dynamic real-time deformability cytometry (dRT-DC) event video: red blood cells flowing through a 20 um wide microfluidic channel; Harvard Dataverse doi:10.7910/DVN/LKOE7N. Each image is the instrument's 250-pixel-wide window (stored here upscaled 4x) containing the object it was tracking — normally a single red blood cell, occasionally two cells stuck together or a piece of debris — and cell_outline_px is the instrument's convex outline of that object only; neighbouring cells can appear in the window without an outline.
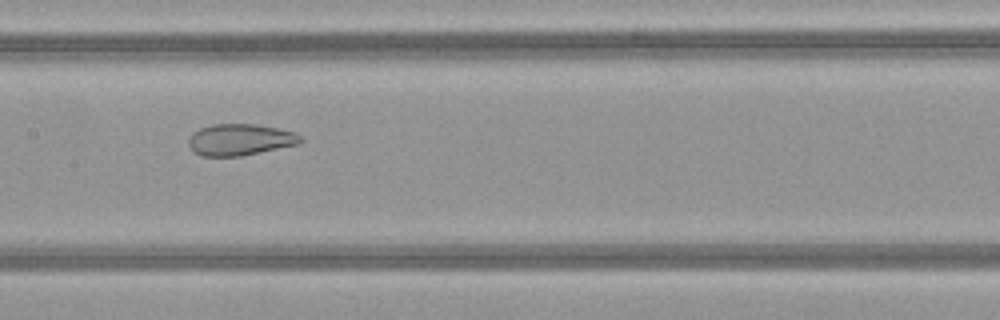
{"species": "common noctule bat (a hibernating species)", "species_latin": "Nyctalus noctula", "temperature_condition": "warm", "stored_images_in_passage": 50, "camera_frame_rate_fps": 3000, "um_per_image_px": 0.085, "animal": {"sex": "female", "body_mass_g": 21.9}, "frame": {"image": 1, "passage_image": 25, "time_ms": 8.0, "image_size_px": [1000, 320], "cell_outline_px": [[300, 144], [240, 156], [200, 156], [188, 144], [188, 140], [192, 132], [200, 128], [212, 124], [252, 124], [276, 128], [296, 132], [300, 136]], "centroid_in_image_um": [20.38, 11.87], "position_along_channel_um": 187.0, "area_um2": 20.4}}
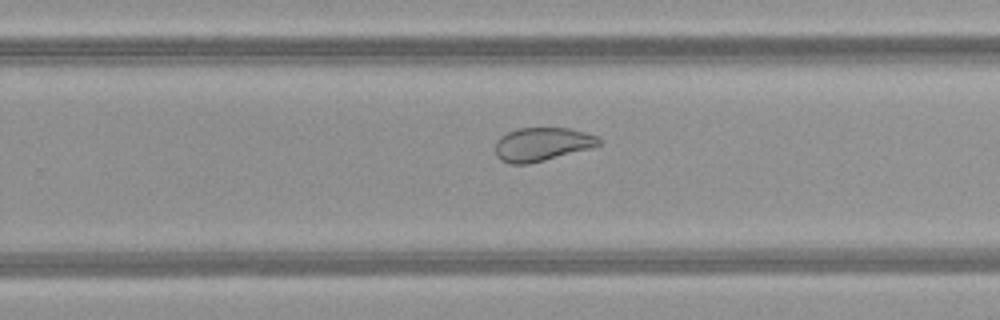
{"frame": {"image": 2, "passage_image": 32, "time_ms": 10.333, "image_size_px": [1000, 320], "cell_outline_px": [[600, 144], [588, 148], [544, 160], [528, 164], [512, 164], [500, 160], [496, 156], [496, 140], [500, 136], [516, 128], [568, 128], [584, 132], [596, 136], [600, 140]], "centroid_in_image_um": [46.01, 12.25], "position_along_channel_um": 283.8, "area_um2": 19.94}}
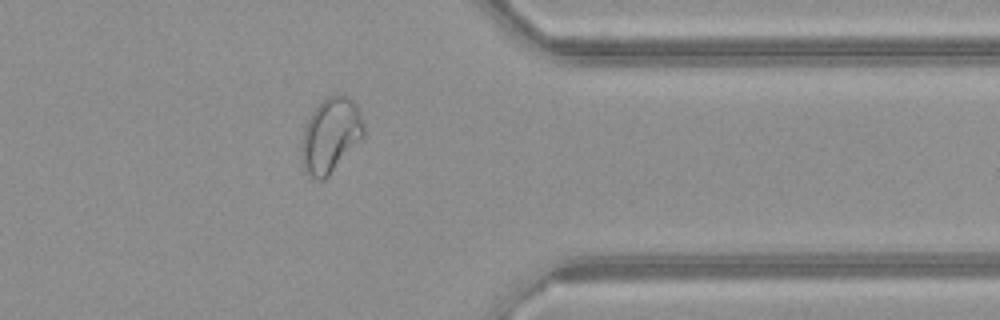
{"frame": {"image": 3, "passage_image": 40, "time_ms": 13.0, "image_size_px": [1000, 320], "cell_outline_px": [[364, 136], [328, 176], [324, 180], [316, 180], [308, 176], [304, 172], [300, 152], [300, 148], [304, 128], [308, 116], [328, 96], [348, 96], [356, 104], [360, 112], [364, 124]], "centroid_in_image_um": [28.07, 11.54], "position_along_channel_um": 383.3, "area_um2": 27.11}, "authors_computed_cell_mechanics": {"area_um2": 28.5532, "velocity_mm_per_s": 4.1601, "shape_relaxation_time_tau1_ms": null, "shape_relaxation_time_tau2_ms": 1.0108, "deformation_change_tau1": null, "deformation_change_tau2": 0.0738}}